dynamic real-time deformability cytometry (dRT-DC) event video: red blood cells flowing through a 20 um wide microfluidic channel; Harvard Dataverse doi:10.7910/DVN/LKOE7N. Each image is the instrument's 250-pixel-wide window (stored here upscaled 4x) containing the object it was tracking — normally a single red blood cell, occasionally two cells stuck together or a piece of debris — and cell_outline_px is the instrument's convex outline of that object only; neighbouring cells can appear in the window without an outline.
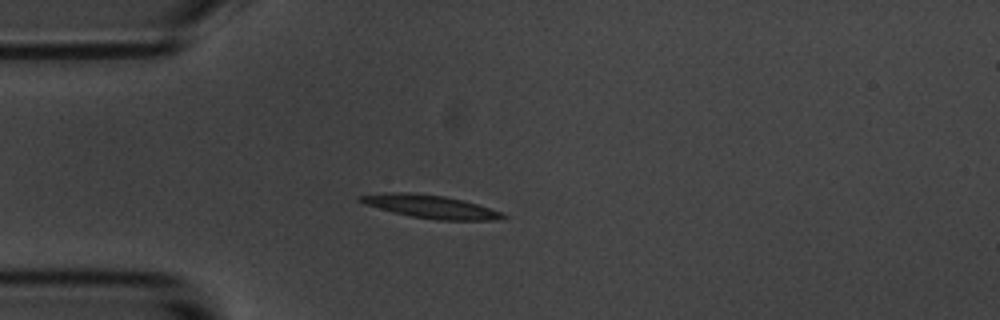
{"species": "common noctule bat (a hibernating species)", "species_latin": "Nyctalus noctula", "temperature_condition": "room temperature", "stored_images_in_passage": 1, "camera_frame_rate_fps": 3000, "um_per_image_px": 0.085, "animal": {"sex": "male", "body_mass_g": 20.1, "forearm_length_mm": 53.5}, "frame": {"image": 1, "passage_image": 1, "time_ms": 0.0, "image_size_px": [1000, 320], "cell_outline_px": [[508, 216], [500, 220], [436, 220], [412, 216], [392, 212], [364, 204], [356, 200], [356, 196], [388, 192], [412, 192], [444, 196], [464, 200], [500, 212]], "centroid_in_image_um": [36.54, 17.55], "position_along_channel_um": 48.5, "area_um2": 19.25}}